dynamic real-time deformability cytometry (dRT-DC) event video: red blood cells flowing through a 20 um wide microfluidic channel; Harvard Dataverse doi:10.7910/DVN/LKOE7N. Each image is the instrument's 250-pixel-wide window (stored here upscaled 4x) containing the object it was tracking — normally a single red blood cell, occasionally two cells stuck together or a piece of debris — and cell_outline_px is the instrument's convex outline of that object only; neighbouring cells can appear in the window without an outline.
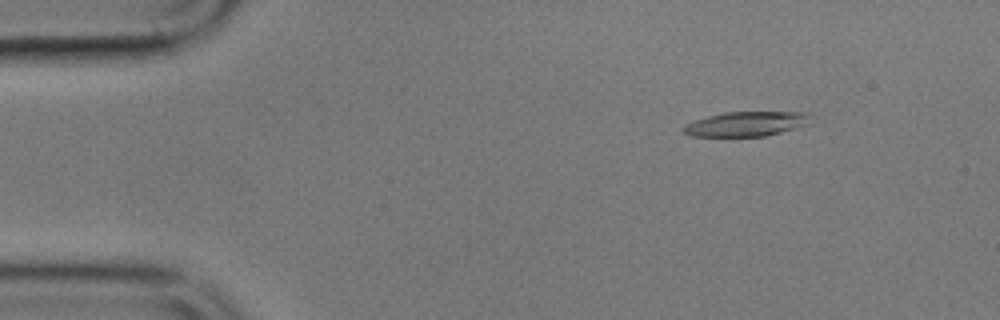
{"species": "common noctule bat (a hibernating species)", "species_latin": "Nyctalus noctula", "temperature_condition": "cold", "stored_images_in_passage": 7, "camera_frame_rate_fps": 3000, "um_per_image_px": 0.085, "animal": {"sex": "male", "body_mass_g": 17.9}, "frame": {"image": 1, "passage_image": 1, "time_ms": 0.0, "image_size_px": [1000, 320], "cell_outline_px": [[812, 124], [764, 136], [692, 136], [684, 132], [680, 128], [696, 120], [708, 116], [724, 112], [812, 112]], "centroid_in_image_um": [63.53, 10.52], "position_along_channel_um": 21.5, "area_um2": 18.38}}
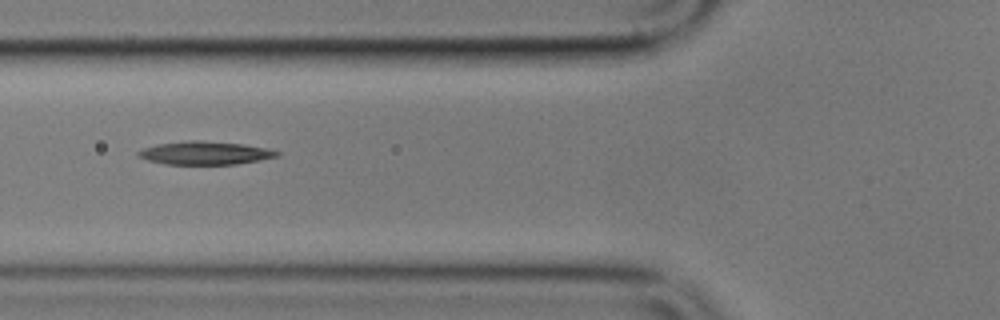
{"frame": {"image": 2, "passage_image": 5, "time_ms": 4.667, "image_size_px": [1000, 320], "cell_outline_px": [[280, 156], [260, 160], [236, 164], [164, 164], [148, 160], [136, 156], [136, 152], [144, 148], [156, 144], [188, 140], [204, 140], [244, 144], [268, 148], [280, 152]], "centroid_in_image_um": [17.43, 12.99], "position_along_channel_um": 108.4, "area_um2": 18.96}}
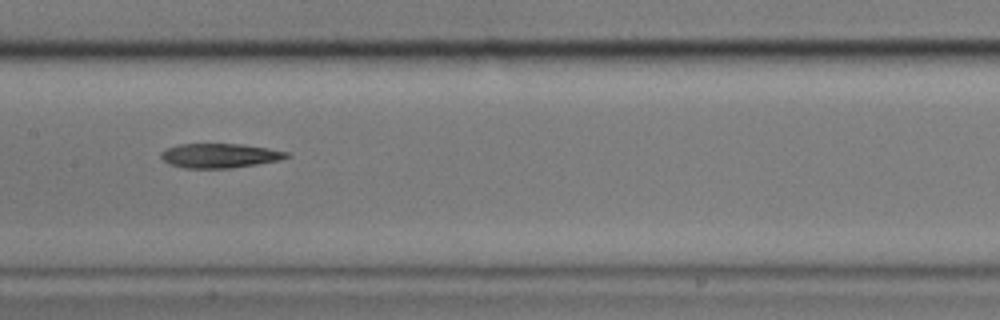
{"frame": {"image": 3, "passage_image": 7, "time_ms": 7.0, "image_size_px": [1000, 320], "cell_outline_px": [[292, 156], [280, 160], [232, 168], [184, 168], [168, 164], [160, 156], [160, 152], [168, 148], [180, 144], [240, 144], [268, 148], [288, 152]], "centroid_in_image_um": [18.68, 13.23], "position_along_channel_um": 188.7, "area_um2": 17.86}}